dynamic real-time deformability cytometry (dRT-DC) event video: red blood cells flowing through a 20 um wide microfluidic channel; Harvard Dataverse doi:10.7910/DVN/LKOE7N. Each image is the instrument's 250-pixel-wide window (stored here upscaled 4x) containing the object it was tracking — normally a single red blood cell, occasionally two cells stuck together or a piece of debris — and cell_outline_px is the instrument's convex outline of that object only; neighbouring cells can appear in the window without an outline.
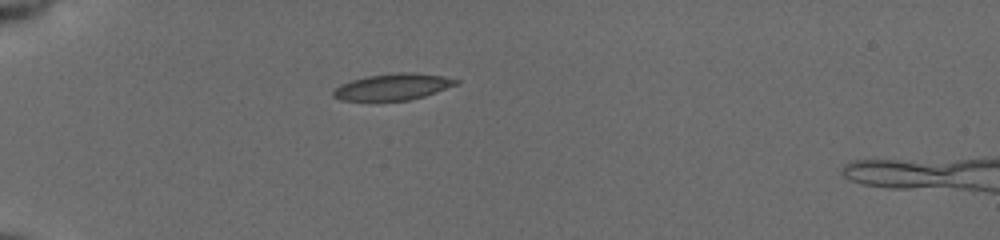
{"species": "common noctule bat (a hibernating species)", "species_latin": "Nyctalus noctula", "temperature_condition": "cold", "stored_images_in_passage": 39, "camera_frame_rate_fps": 3000, "um_per_image_px": 0.085, "animal": {"sex": "female", "body_mass_g": 19.5, "forearm_length_mm": 54.1}, "frame": {"image": 1, "passage_image": 2, "time_ms": 0.333, "image_size_px": [1000, 240], "cell_outline_px": [[460, 84], [424, 96], [408, 100], [340, 100], [332, 96], [332, 92], [340, 84], [352, 80], [368, 76], [396, 72], [412, 72], [444, 76], [460, 80]], "centroid_in_image_um": [33.43, 7.37], "position_along_channel_um": 51.6, "area_um2": 18.9}}
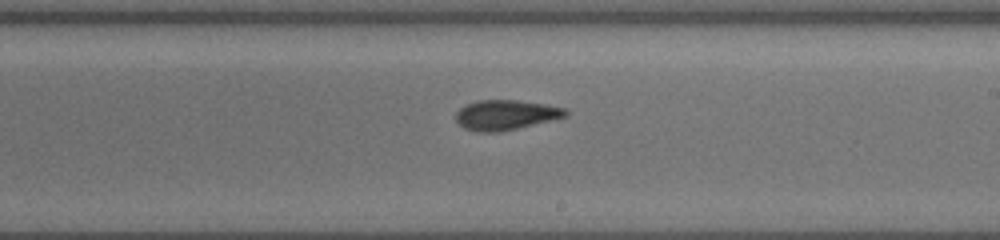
{"frame": {"image": 2, "passage_image": 19, "time_ms": 6.0, "image_size_px": [1000, 240], "cell_outline_px": [[568, 116], [500, 132], [480, 132], [464, 128], [456, 120], [456, 112], [460, 108], [476, 100], [516, 100], [544, 104], [564, 108], [568, 112]], "centroid_in_image_um": [42.97, 9.77], "position_along_channel_um": 246.0, "area_um2": 18.96}}
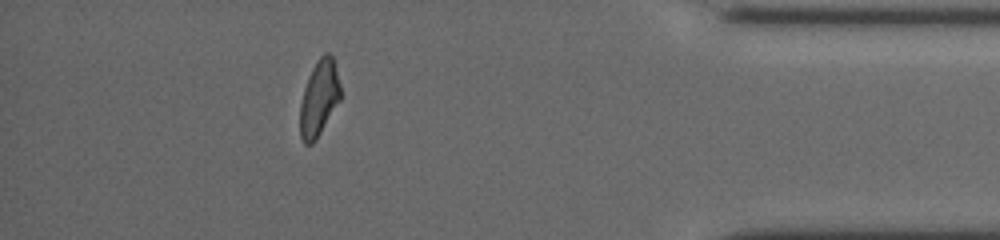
{"frame": {"image": 3, "passage_image": 34, "time_ms": 11.0, "image_size_px": [1000, 240], "cell_outline_px": [[340, 100], [316, 140], [312, 144], [304, 144], [300, 136], [300, 104], [304, 88], [308, 76], [316, 60], [324, 52], [328, 52], [332, 56], [340, 84]], "centroid_in_image_um": [27.11, 8.34], "position_along_channel_um": 408.1, "area_um2": 17.86}, "authors_computed_cell_mechanics": {"area_um2": 18.7272, "velocity_mm_per_s": 3.9191, "shape_relaxation_time_tau1_ms": 5.383, "shape_relaxation_time_tau2_ms": 2.595, "deformation_change_tau1": 0.1373, "deformation_change_tau2": 0.0833}}